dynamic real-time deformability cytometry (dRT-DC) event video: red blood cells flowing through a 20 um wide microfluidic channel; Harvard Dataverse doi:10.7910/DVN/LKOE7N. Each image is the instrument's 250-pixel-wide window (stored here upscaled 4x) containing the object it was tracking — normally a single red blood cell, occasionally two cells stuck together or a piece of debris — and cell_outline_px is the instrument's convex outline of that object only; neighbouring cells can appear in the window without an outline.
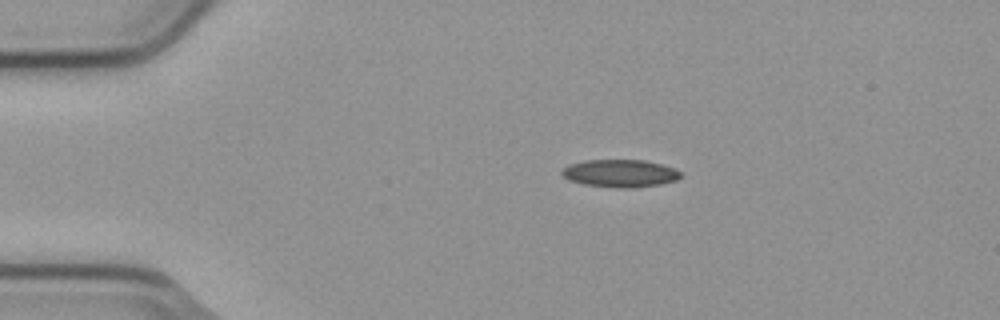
{"species": "common noctule bat (a hibernating species)", "species_latin": "Nyctalus noctula", "temperature_condition": "cold", "stored_images_in_passage": 6, "camera_frame_rate_fps": 3000, "um_per_image_px": 0.085, "animal": {"sex": "male", "body_mass_g": 23.1, "forearm_length_mm": 52.7}, "frame": {"image": 1, "passage_image": 2, "time_ms": 0.333, "image_size_px": [1000, 320], "cell_outline_px": [[680, 176], [676, 180], [660, 184], [628, 188], [620, 188], [584, 184], [568, 180], [560, 172], [560, 168], [568, 164], [584, 160], [644, 160], [676, 168], [680, 172]], "centroid_in_image_um": [52.66, 14.72], "position_along_channel_um": 32.3, "area_um2": 19.13}}
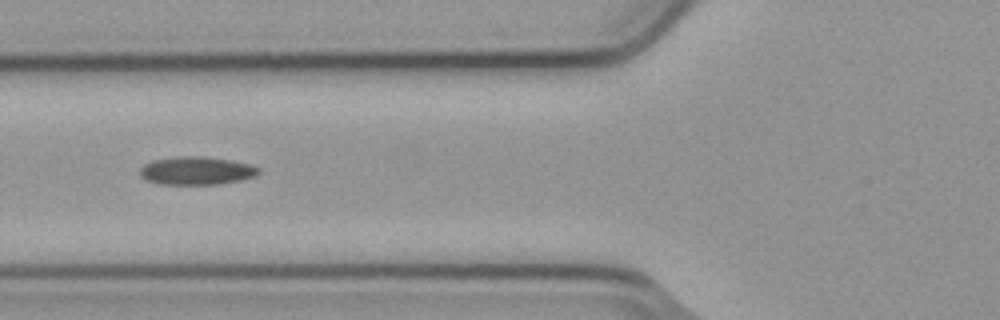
{"frame": {"image": 2, "passage_image": 4, "time_ms": 1.0, "image_size_px": [1000, 320], "cell_outline_px": [[260, 172], [256, 176], [240, 180], [216, 184], [160, 184], [148, 180], [140, 176], [140, 168], [144, 164], [152, 160], [176, 156], [204, 156], [232, 160], [248, 164], [260, 168]], "centroid_in_image_um": [16.7, 14.5], "position_along_channel_um": 109.1, "area_um2": 19.48}}
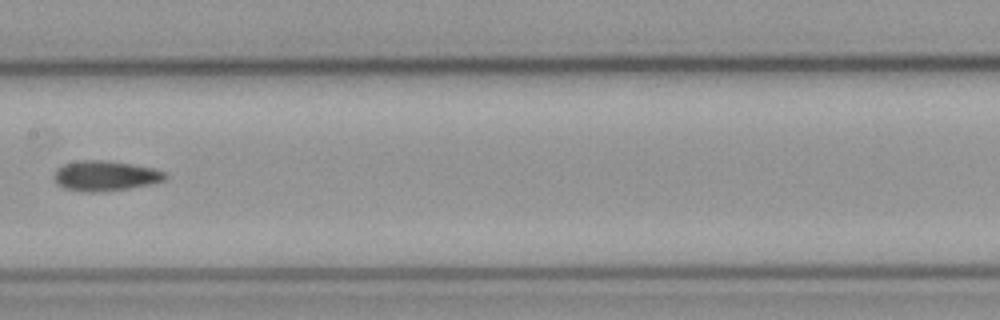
{"frame": {"image": 3, "passage_image": 6, "time_ms": 1.667, "image_size_px": [1000, 320], "cell_outline_px": [[164, 180], [148, 184], [128, 188], [96, 192], [84, 192], [64, 188], [56, 184], [52, 176], [56, 168], [64, 164], [80, 160], [100, 160], [128, 164], [152, 168], [164, 172]], "centroid_in_image_um": [8.83, 14.95], "position_along_channel_um": 198.6, "area_um2": 19.19}}